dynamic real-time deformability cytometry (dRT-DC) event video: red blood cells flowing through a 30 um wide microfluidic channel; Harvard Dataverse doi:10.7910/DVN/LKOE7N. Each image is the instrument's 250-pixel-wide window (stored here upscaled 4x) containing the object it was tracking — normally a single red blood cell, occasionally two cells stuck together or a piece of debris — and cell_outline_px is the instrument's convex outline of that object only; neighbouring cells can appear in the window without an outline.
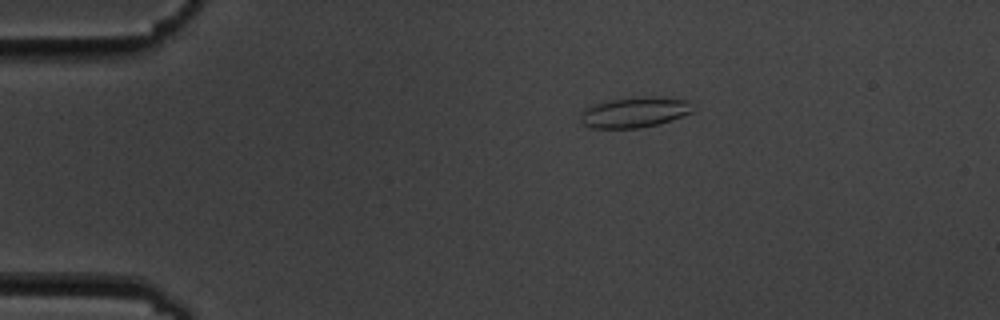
{"species": "common noctule bat (a hibernating species)", "species_latin": "Nyctalus noctula", "temperature_condition": "cold", "stored_images_in_passage": 5, "camera_frame_rate_fps": 3000, "um_per_image_px": 0.085, "animal": {"sex": "male", "body_mass_g": 19.5, "forearm_length_mm": 54.6}, "frame": {"image": 1, "passage_image": 3, "time_ms": 2.333, "image_size_px": [1000, 320], "cell_outline_px": [[692, 112], [672, 120], [660, 124], [640, 128], [592, 128], [580, 124], [580, 116], [584, 108], [596, 104], [612, 100], [636, 96], [652, 96], [688, 100]], "centroid_in_image_um": [53.9, 9.55], "position_along_channel_um": 31.1, "area_um2": 20.0}}
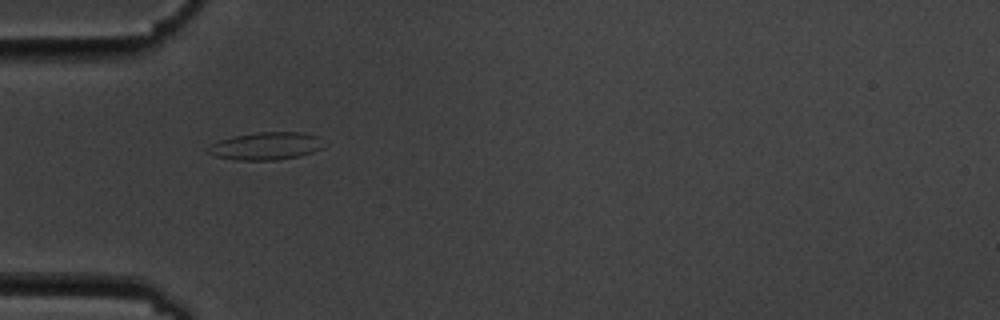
{"frame": {"image": 2, "passage_image": 5, "time_ms": 4.667, "image_size_px": [1000, 320], "cell_outline_px": [[328, 144], [312, 152], [300, 156], [276, 160], [236, 160], [216, 156], [208, 152], [208, 148], [212, 144], [220, 140], [236, 136], [256, 132], [304, 132], [320, 136]], "centroid_in_image_um": [22.7, 12.4], "position_along_channel_um": 62.3, "area_um2": 18.73}}